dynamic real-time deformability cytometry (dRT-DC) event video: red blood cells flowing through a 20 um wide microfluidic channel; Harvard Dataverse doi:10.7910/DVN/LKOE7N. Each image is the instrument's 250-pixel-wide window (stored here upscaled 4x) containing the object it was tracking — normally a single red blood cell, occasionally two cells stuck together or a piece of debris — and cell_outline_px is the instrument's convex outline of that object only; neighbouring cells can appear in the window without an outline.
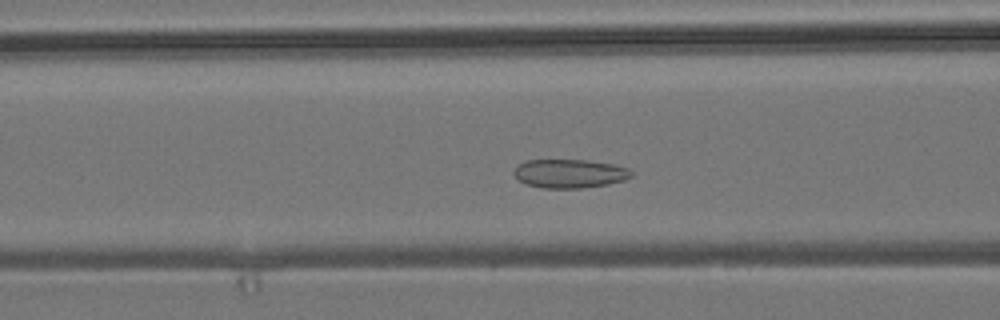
{"species": "common noctule bat (a hibernating species)", "species_latin": "Nyctalus noctula", "temperature_condition": "room temperature", "stored_images_in_passage": 44, "camera_frame_rate_fps": 3000, "um_per_image_px": 0.085, "animal": {"sex": "male", "body_mass_g": 19.2, "forearm_length_mm": 51.8}, "frame": {"image": 1, "passage_image": 15, "time_ms": 4.667, "image_size_px": [1000, 320], "cell_outline_px": [[632, 176], [624, 180], [608, 184], [580, 188], [544, 188], [524, 184], [512, 172], [524, 160], [588, 160], [612, 164], [628, 168], [632, 172]], "centroid_in_image_um": [48.41, 14.75], "position_along_channel_um": 118.2, "area_um2": 19.59}}
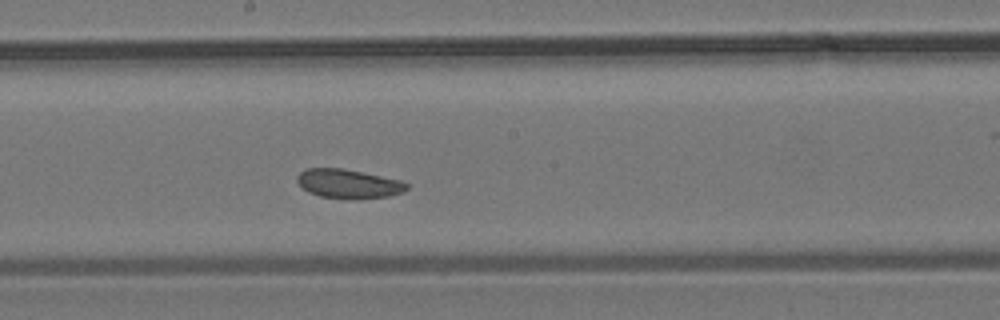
{"frame": {"image": 2, "passage_image": 23, "time_ms": 7.333, "image_size_px": [1000, 320], "cell_outline_px": [[408, 188], [404, 192], [388, 196], [320, 196], [308, 192], [296, 180], [296, 176], [304, 168], [340, 168], [400, 180], [408, 184]], "centroid_in_image_um": [29.57, 15.57], "position_along_channel_um": 218.6, "area_um2": 17.57}}
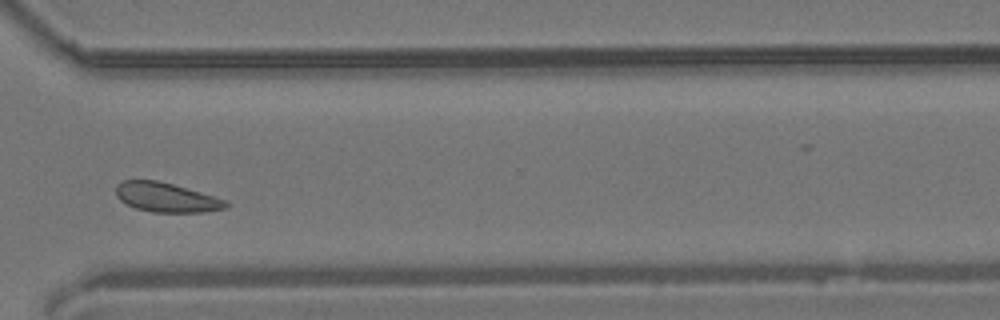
{"frame": {"image": 3, "passage_image": 34, "time_ms": 11.0, "image_size_px": [1000, 320], "cell_outline_px": [[228, 204], [224, 208], [204, 212], [152, 212], [136, 208], [120, 200], [116, 196], [116, 184], [120, 180], [156, 180], [172, 184], [228, 200]], "centroid_in_image_um": [14.11, 16.77], "position_along_channel_um": 356.5, "area_um2": 18.73}, "authors_computed_cell_mechanics": {"area_um2": 18.8717, "velocity_mm_per_s": 3.76, "shape_relaxation_time_tau1_ms": null, "shape_relaxation_time_tau2_ms": 1.6046, "deformation_change_tau1": null, "deformation_change_tau2": 0.0675}}